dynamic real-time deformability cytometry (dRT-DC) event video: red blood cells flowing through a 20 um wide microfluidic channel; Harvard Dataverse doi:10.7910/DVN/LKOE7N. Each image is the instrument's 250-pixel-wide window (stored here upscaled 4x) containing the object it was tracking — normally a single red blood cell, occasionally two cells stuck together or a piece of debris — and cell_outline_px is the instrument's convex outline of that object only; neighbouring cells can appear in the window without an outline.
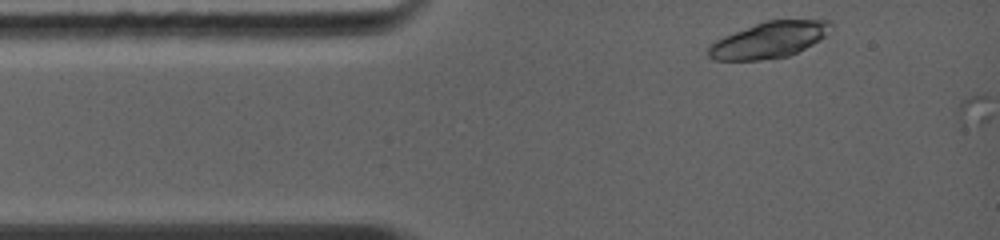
{"species": "common noctule bat (a hibernating species)", "species_latin": "Nyctalus noctula", "temperature_condition": "warm", "stored_images_in_passage": 2, "camera_frame_rate_fps": 5000, "um_per_image_px": 0.085, "animal": {"sex": "female", "body_mass_g": 19.0, "forearm_length_mm": 56.7}, "frame": {"image": 1, "passage_image": 1, "time_ms": 0.0, "image_size_px": [1000, 240], "cell_outline_px": [[832, 24], [824, 36], [820, 40], [788, 56], [760, 60], [712, 60], [708, 56], [708, 48], [716, 40], [724, 36], [764, 20], [832, 20]], "centroid_in_image_um": [65.35, 3.39], "position_along_channel_um": 19.6, "area_um2": 25.49}}